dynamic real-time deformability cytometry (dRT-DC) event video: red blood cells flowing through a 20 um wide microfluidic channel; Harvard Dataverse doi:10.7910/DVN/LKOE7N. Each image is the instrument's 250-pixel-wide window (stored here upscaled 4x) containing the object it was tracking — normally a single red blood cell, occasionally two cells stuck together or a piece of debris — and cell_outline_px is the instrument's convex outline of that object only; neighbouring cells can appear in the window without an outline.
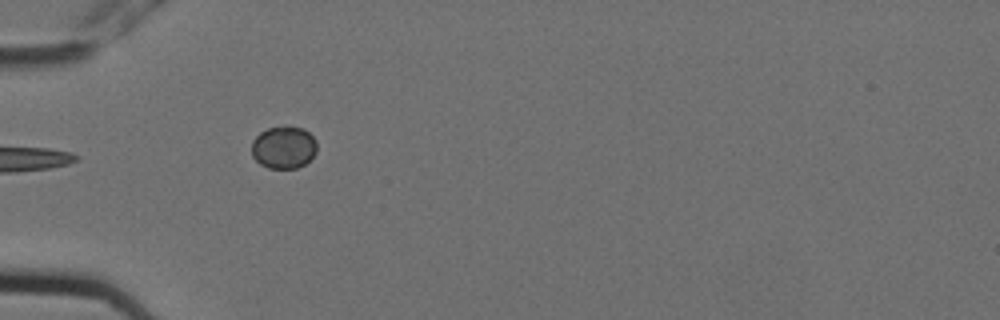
{"species": "Egyptian fruit bat (a non-hibernating species)", "species_latin": "Rousettus aegyptiacus", "temperature_condition": "cold", "stored_images_in_passage": 8, "camera_frame_rate_fps": 3000, "um_per_image_px": 0.085, "animal": {"sex": "female"}, "frame": {"image": 1, "passage_image": 6, "time_ms": 1.667, "image_size_px": [1000, 320], "cell_outline_px": [[316, 152], [304, 164], [296, 168], [268, 168], [260, 164], [252, 156], [252, 140], [260, 132], [268, 128], [288, 124], [304, 128], [316, 140]], "centroid_in_image_um": [24.1, 12.49], "position_along_channel_um": 60.9, "area_um2": 16.36}}
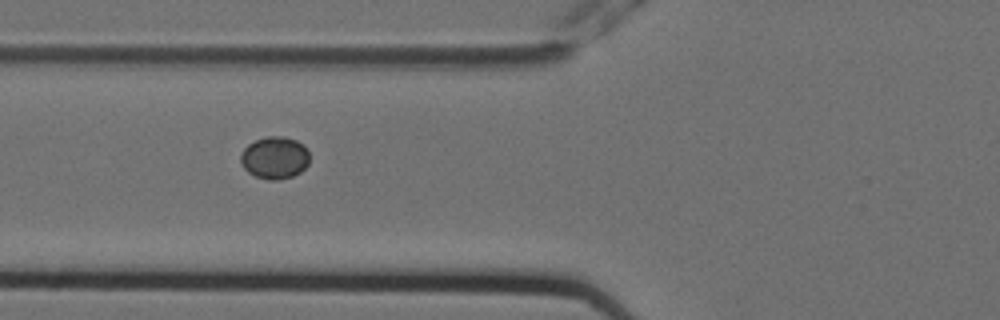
{"frame": {"image": 2, "passage_image": 7, "time_ms": 2.0, "image_size_px": [1000, 320], "cell_outline_px": [[308, 164], [300, 172], [292, 176], [276, 180], [268, 180], [256, 176], [248, 172], [240, 164], [240, 156], [244, 148], [248, 144], [256, 140], [268, 136], [284, 136], [296, 140], [304, 144], [308, 148]], "centroid_in_image_um": [23.35, 13.4], "position_along_channel_um": 102.5, "area_um2": 17.05}}
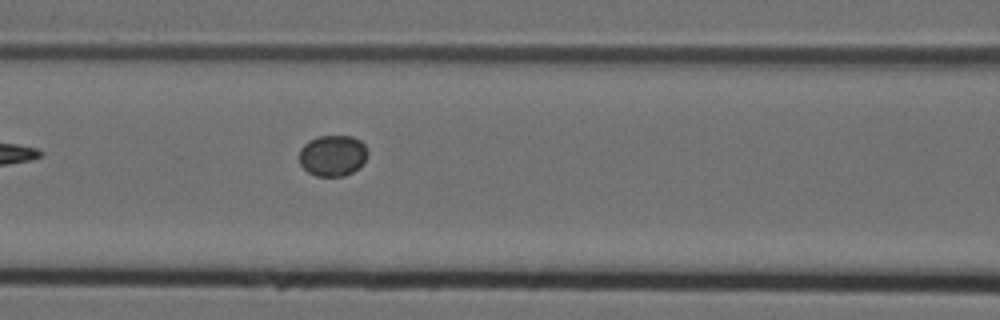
{"frame": {"image": 3, "passage_image": 8, "time_ms": 2.333, "image_size_px": [1000, 320], "cell_outline_px": [[368, 156], [352, 172], [344, 176], [316, 176], [308, 172], [300, 164], [300, 148], [308, 140], [316, 136], [352, 136], [360, 140], [364, 144], [368, 152]], "centroid_in_image_um": [28.26, 13.21], "position_along_channel_um": 138.3, "area_um2": 16.36}}